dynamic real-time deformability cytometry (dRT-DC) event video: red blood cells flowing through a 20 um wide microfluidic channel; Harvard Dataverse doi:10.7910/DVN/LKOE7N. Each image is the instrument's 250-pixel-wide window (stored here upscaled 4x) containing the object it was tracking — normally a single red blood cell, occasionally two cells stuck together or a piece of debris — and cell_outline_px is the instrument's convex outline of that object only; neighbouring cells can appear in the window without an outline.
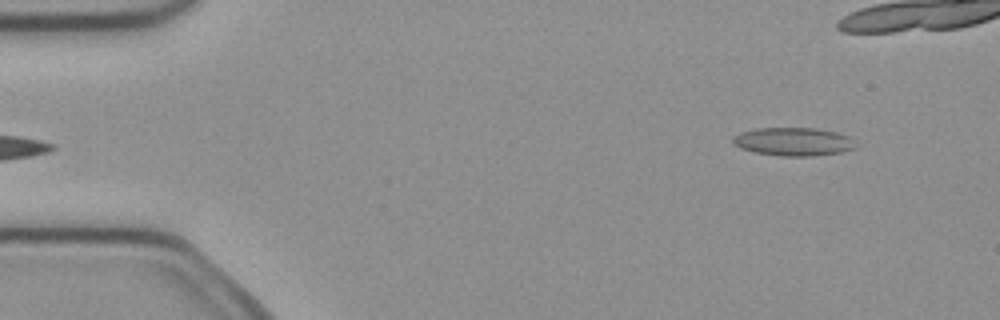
{"species": "common noctule bat (a hibernating species)", "species_latin": "Nyctalus noctula", "temperature_condition": "cold", "stored_images_in_passage": 4, "camera_frame_rate_fps": 3000, "um_per_image_px": 0.085, "animal": {"sex": "female", "body_mass_g": 21.9}, "frame": {"image": 1, "passage_image": 4, "time_ms": 1.0, "image_size_px": [1000, 320], "cell_outline_px": [[860, 144], [856, 148], [840, 152], [812, 156], [780, 156], [756, 152], [740, 148], [732, 144], [732, 136], [740, 132], [756, 128], [816, 128], [836, 132], [848, 136]], "centroid_in_image_um": [67.45, 12.04], "position_along_channel_um": 17.6, "area_um2": 20.46}}